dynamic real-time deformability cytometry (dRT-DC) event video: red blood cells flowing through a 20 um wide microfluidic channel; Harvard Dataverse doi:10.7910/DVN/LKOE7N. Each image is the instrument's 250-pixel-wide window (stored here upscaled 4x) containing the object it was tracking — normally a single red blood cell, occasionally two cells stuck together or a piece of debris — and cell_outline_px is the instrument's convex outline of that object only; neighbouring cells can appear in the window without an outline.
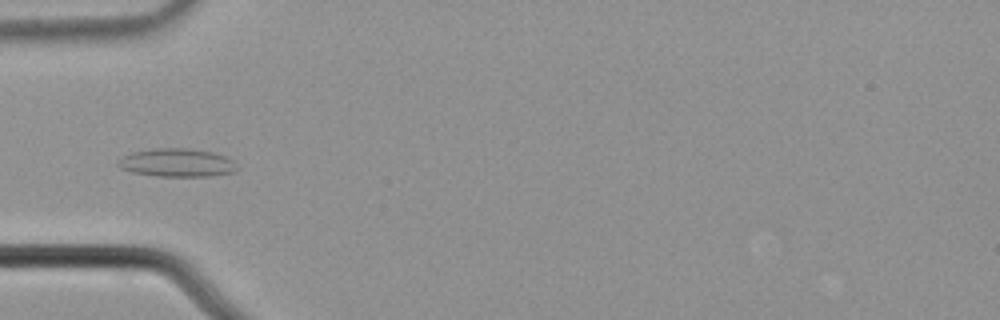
{"species": "common noctule bat (a hibernating species)", "species_latin": "Nyctalus noctula", "temperature_condition": "cold", "stored_images_in_passage": 5, "camera_frame_rate_fps": 3000, "um_per_image_px": 0.085, "animal": {"sex": "male", "body_mass_g": 21.5, "forearm_length_mm": 52.0}, "frame": {"image": 1, "passage_image": 5, "time_ms": 1.333, "image_size_px": [1000, 320], "cell_outline_px": [[240, 168], [232, 172], [208, 176], [156, 176], [132, 172], [120, 168], [116, 164], [116, 160], [132, 152], [156, 148], [188, 148], [212, 152], [224, 156], [232, 160]], "centroid_in_image_um": [15.01, 13.83], "position_along_channel_um": 70.0, "area_um2": 19.59}}